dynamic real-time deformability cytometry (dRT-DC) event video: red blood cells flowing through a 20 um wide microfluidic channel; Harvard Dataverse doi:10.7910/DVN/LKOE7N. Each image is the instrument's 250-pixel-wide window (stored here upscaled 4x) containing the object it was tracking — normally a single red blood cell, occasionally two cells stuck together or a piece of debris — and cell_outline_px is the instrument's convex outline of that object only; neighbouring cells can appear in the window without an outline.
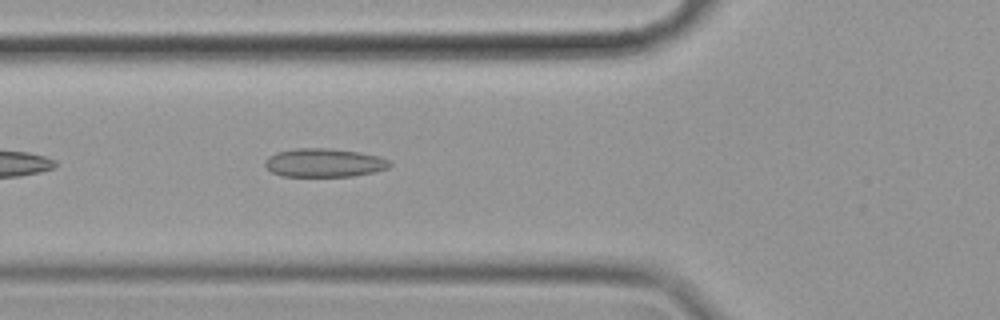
{"species": "common noctule bat (a hibernating species)", "species_latin": "Nyctalus noctula", "temperature_condition": "cold", "stored_images_in_passage": 23, "camera_frame_rate_fps": 3000, "um_per_image_px": 0.085, "animal": {"sex": "female", "body_mass_g": 19.9}, "frame": {"image": 1, "passage_image": 6, "time_ms": 1.667, "image_size_px": [1000, 320], "cell_outline_px": [[392, 164], [388, 168], [372, 172], [352, 176], [284, 176], [272, 172], [264, 164], [264, 160], [268, 156], [276, 152], [296, 148], [328, 148], [360, 152], [376, 156], [388, 160]], "centroid_in_image_um": [27.52, 13.83], "position_along_channel_um": 98.3, "area_um2": 20.63}}
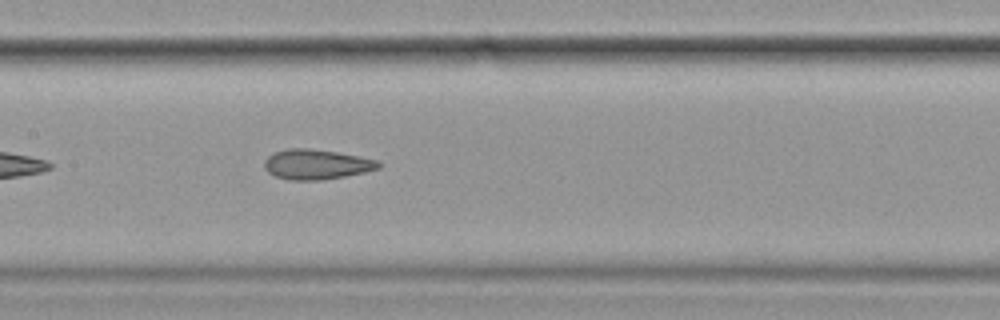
{"frame": {"image": 2, "passage_image": 13, "time_ms": 4.0, "image_size_px": [1000, 320], "cell_outline_px": [[380, 168], [364, 172], [344, 176], [320, 180], [292, 180], [276, 176], [268, 172], [264, 168], [264, 160], [268, 156], [276, 152], [288, 148], [308, 148], [336, 152], [376, 160], [380, 164]], "centroid_in_image_um": [26.86, 13.97], "position_along_channel_um": 180.5, "area_um2": 19.65}}
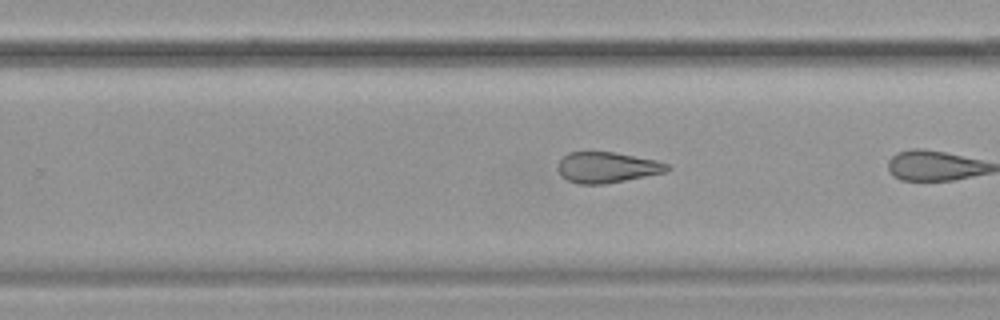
{"frame": {"image": 3, "passage_image": 19, "time_ms": 6.0, "image_size_px": [1000, 320], "cell_outline_px": [[672, 168], [664, 172], [604, 184], [576, 184], [560, 176], [556, 168], [556, 164], [568, 152], [616, 152], [656, 160], [668, 164]], "centroid_in_image_um": [51.54, 14.22], "position_along_channel_um": 278.3, "area_um2": 19.65}}